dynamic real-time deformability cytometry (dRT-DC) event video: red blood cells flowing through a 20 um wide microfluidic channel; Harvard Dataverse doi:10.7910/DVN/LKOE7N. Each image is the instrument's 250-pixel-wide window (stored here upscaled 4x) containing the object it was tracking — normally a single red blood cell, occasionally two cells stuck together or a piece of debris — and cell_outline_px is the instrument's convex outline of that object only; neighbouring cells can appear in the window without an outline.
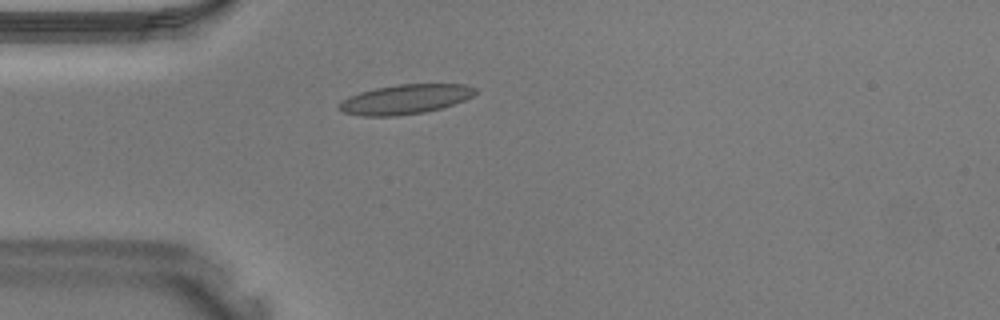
{"species": "Egyptian fruit bat (a non-hibernating species)", "species_latin": "Rousettus aegyptiacus", "temperature_condition": "warm", "stored_images_in_passage": 25, "camera_frame_rate_fps": 3000, "um_per_image_px": 0.085, "animal": {"sex": "male"}, "frame": {"image": 1, "passage_image": 1, "time_ms": 0.0, "image_size_px": [1000, 320], "cell_outline_px": [[476, 92], [472, 96], [464, 100], [440, 108], [424, 112], [396, 116], [360, 116], [344, 112], [336, 108], [348, 96], [360, 92], [376, 88], [400, 84], [464, 84], [476, 88]], "centroid_in_image_um": [34.43, 8.44], "position_along_channel_um": 50.6, "area_um2": 23.29}}
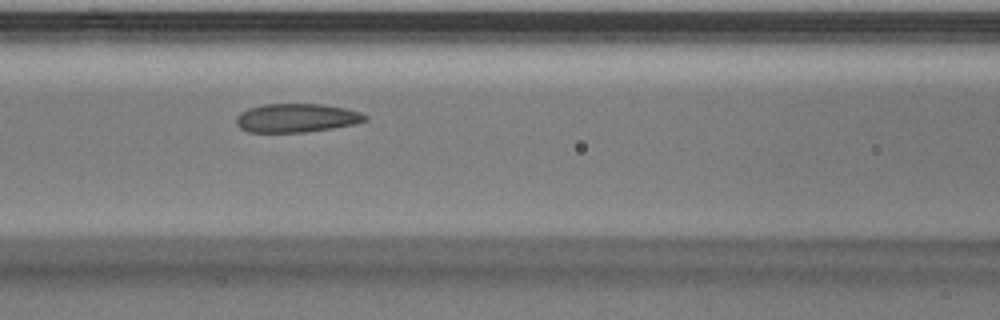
{"frame": {"image": 2, "passage_image": 7, "time_ms": 2.0, "image_size_px": [1000, 320], "cell_outline_px": [[368, 120], [356, 124], [332, 128], [304, 132], [248, 132], [240, 128], [236, 124], [236, 116], [240, 112], [248, 108], [264, 104], [320, 104], [344, 108], [360, 112], [368, 116]], "centroid_in_image_um": [25.19, 10.03], "position_along_channel_um": 141.4, "area_um2": 21.62}}
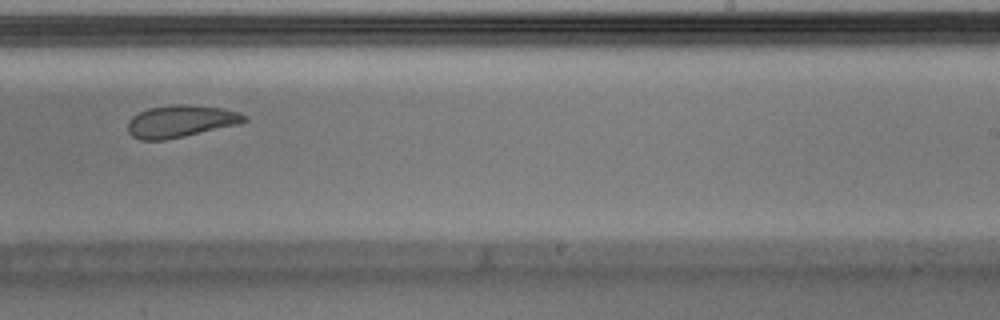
{"frame": {"image": 3, "passage_image": 15, "time_ms": 4.667, "image_size_px": [1000, 320], "cell_outline_px": [[248, 120], [236, 124], [184, 136], [164, 140], [140, 140], [132, 136], [128, 132], [128, 120], [132, 116], [148, 108], [172, 104], [180, 104], [220, 108], [240, 112], [248, 116]], "centroid_in_image_um": [15.32, 10.3], "position_along_channel_um": 273.7, "area_um2": 21.62}}